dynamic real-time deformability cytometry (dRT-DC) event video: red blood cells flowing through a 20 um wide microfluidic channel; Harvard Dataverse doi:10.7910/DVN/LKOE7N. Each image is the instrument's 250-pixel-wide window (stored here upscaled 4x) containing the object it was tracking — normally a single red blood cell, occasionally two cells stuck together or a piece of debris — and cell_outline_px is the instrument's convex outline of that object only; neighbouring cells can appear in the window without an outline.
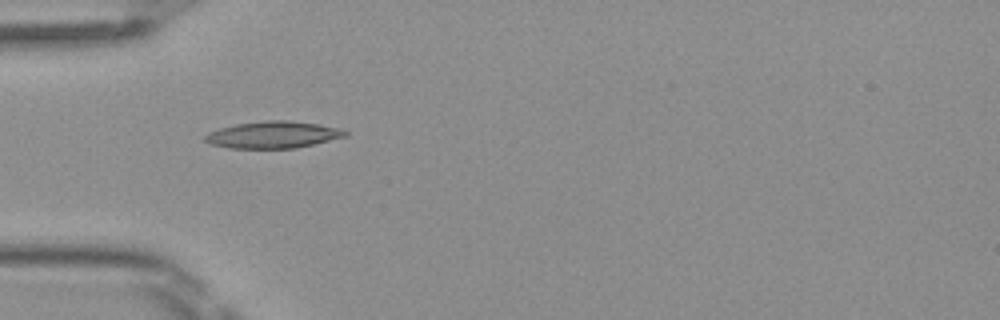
{"species": "Egyptian fruit bat (a non-hibernating species)", "species_latin": "Rousettus aegyptiacus", "temperature_condition": "room temperature", "stored_images_in_passage": 6, "camera_frame_rate_fps": 3000, "um_per_image_px": 0.085, "frame": {"image": 1, "passage_image": 5, "time_ms": 1.333, "image_size_px": [1000, 320], "cell_outline_px": [[348, 136], [296, 148], [228, 148], [208, 144], [204, 140], [204, 136], [208, 132], [220, 128], [236, 124], [268, 120], [288, 120], [316, 124], [336, 128], [348, 132]], "centroid_in_image_um": [23.16, 11.46], "position_along_channel_um": 61.8, "area_um2": 21.85}}
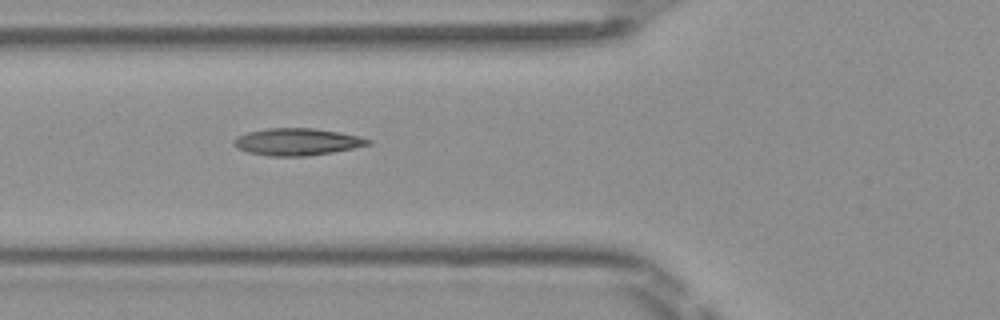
{"frame": {"image": 2, "passage_image": 6, "time_ms": 1.667, "image_size_px": [1000, 320], "cell_outline_px": [[372, 144], [332, 152], [308, 156], [268, 156], [248, 152], [236, 148], [232, 144], [232, 140], [236, 136], [248, 132], [268, 128], [312, 128], [340, 132], [360, 136], [372, 140]], "centroid_in_image_um": [25.23, 12.05], "position_along_channel_um": 100.6, "area_um2": 21.33}}